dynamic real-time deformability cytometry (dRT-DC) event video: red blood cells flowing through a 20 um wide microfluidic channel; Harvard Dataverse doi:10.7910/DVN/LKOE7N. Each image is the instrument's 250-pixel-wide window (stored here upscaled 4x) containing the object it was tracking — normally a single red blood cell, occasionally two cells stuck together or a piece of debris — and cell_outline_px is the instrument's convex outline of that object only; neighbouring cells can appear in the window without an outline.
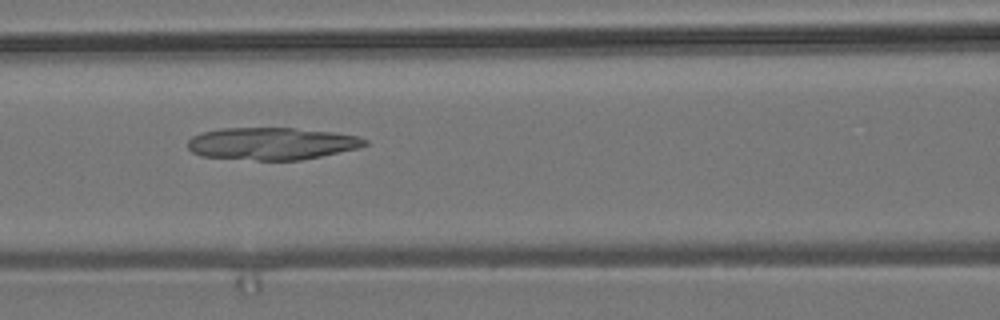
{"species": "common noctule bat (a hibernating species)", "species_latin": "Nyctalus noctula", "temperature_condition": "room temperature", "stored_images_in_passage": 52, "camera_frame_rate_fps": 3000, "um_per_image_px": 0.085, "animal": {"sex": "male", "body_mass_g": 19.2, "forearm_length_mm": 51.8}, "frame": {"image": 1, "passage_image": 21, "time_ms": 6.667, "image_size_px": [1000, 320], "cell_outline_px": [[368, 144], [360, 148], [300, 160], [256, 160], [200, 156], [192, 152], [188, 148], [188, 140], [192, 136], [200, 132], [220, 128], [292, 128], [332, 132], [356, 136], [368, 140]], "centroid_in_image_um": [23.07, 12.2], "position_along_channel_um": 143.5, "area_um2": 33.35}}
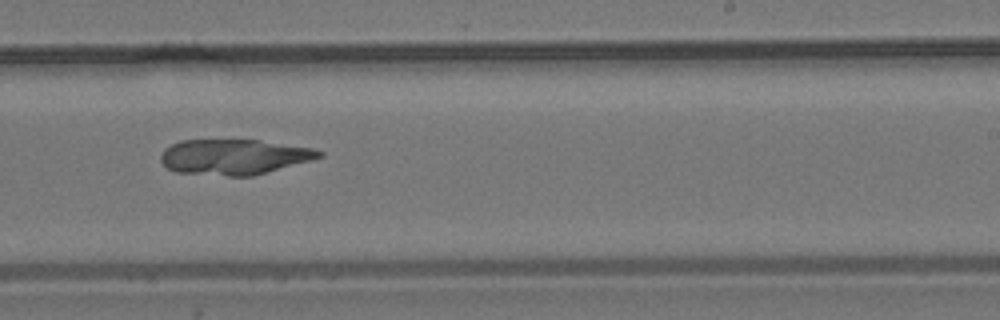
{"frame": {"image": 2, "passage_image": 31, "time_ms": 10.0, "image_size_px": [1000, 320], "cell_outline_px": [[324, 156], [312, 160], [252, 176], [228, 176], [176, 172], [168, 168], [160, 160], [160, 156], [164, 148], [180, 140], [260, 140], [312, 148], [324, 152]], "centroid_in_image_um": [19.89, 13.33], "position_along_channel_um": 269.1, "area_um2": 32.66}}
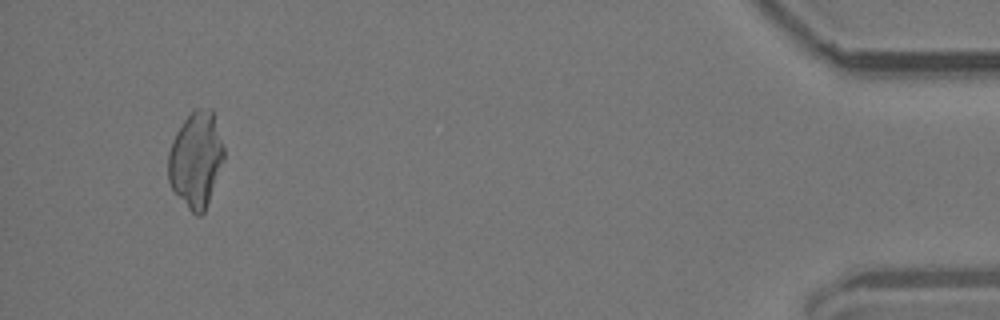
{"frame": {"image": 3, "passage_image": 49, "time_ms": 16.0, "image_size_px": [1000, 320], "cell_outline_px": [[224, 160], [204, 212], [200, 216], [196, 216], [188, 208], [172, 188], [168, 180], [168, 152], [172, 140], [176, 132], [184, 120], [196, 108], [212, 108], [224, 148]], "centroid_in_image_um": [16.65, 13.55], "position_along_channel_um": 418.5, "area_um2": 30.87}}